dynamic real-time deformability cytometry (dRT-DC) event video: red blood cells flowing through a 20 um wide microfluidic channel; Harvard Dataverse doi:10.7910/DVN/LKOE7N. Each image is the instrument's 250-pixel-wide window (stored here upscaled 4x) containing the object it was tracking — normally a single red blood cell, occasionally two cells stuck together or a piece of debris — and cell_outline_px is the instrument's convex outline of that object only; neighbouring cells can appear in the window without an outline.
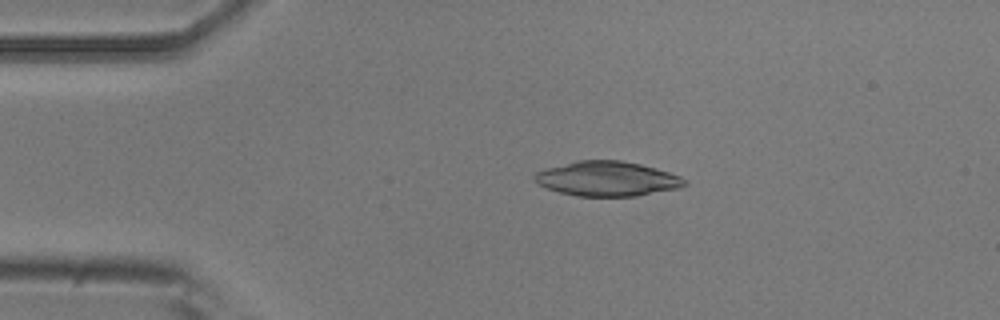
{"species": "common noctule bat (a hibernating species)", "species_latin": "Nyctalus noctula", "temperature_condition": "room temperature", "stored_images_in_passage": 36, "camera_frame_rate_fps": 3000, "um_per_image_px": 0.085, "animal": {"sex": "male", "body_mass_g": 20.5, "forearm_length_mm": 52.5}, "frame": {"image": 1, "passage_image": 3, "time_ms": 0.667, "image_size_px": [1000, 320], "cell_outline_px": [[688, 184], [680, 188], [636, 196], [576, 196], [560, 192], [536, 184], [532, 176], [536, 172], [544, 168], [576, 160], [620, 160], [640, 164], [668, 172], [680, 176], [688, 180]], "centroid_in_image_um": [51.59, 15.19], "position_along_channel_um": 33.4, "area_um2": 30.58}}
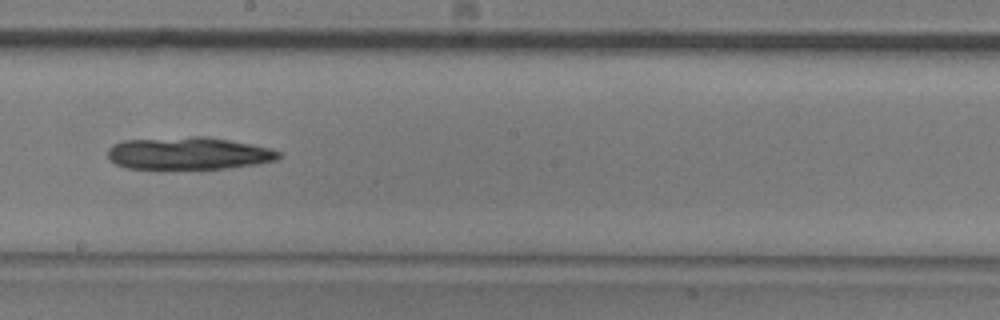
{"frame": {"image": 2, "passage_image": 21, "time_ms": 6.667, "image_size_px": [1000, 320], "cell_outline_px": [[280, 156], [276, 160], [256, 164], [228, 168], [124, 168], [116, 164], [108, 156], [108, 148], [112, 144], [124, 140], [192, 136], [208, 136], [272, 148], [280, 152]], "centroid_in_image_um": [16.03, 13.02], "position_along_channel_um": 232.2, "area_um2": 32.25}}
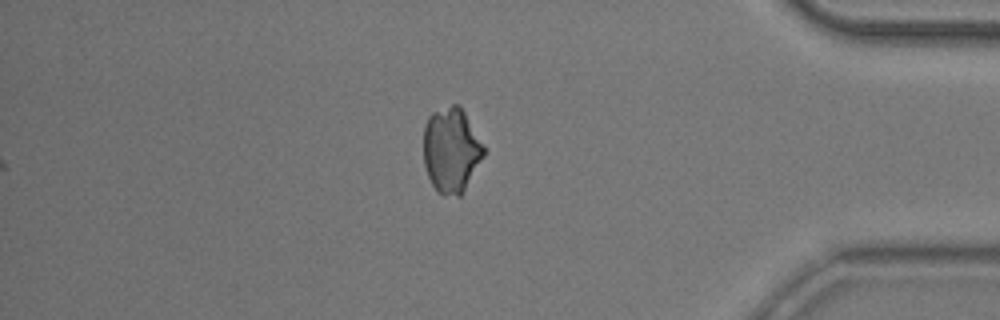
{"frame": {"image": 3, "passage_image": 36, "time_ms": 11.667, "image_size_px": [1000, 320], "cell_outline_px": [[484, 156], [460, 196], [444, 196], [436, 192], [428, 176], [424, 164], [424, 124], [428, 116], [432, 112], [452, 104], [460, 104], [484, 148]], "centroid_in_image_um": [38.33, 12.76], "position_along_channel_um": 396.9, "area_um2": 29.71}}